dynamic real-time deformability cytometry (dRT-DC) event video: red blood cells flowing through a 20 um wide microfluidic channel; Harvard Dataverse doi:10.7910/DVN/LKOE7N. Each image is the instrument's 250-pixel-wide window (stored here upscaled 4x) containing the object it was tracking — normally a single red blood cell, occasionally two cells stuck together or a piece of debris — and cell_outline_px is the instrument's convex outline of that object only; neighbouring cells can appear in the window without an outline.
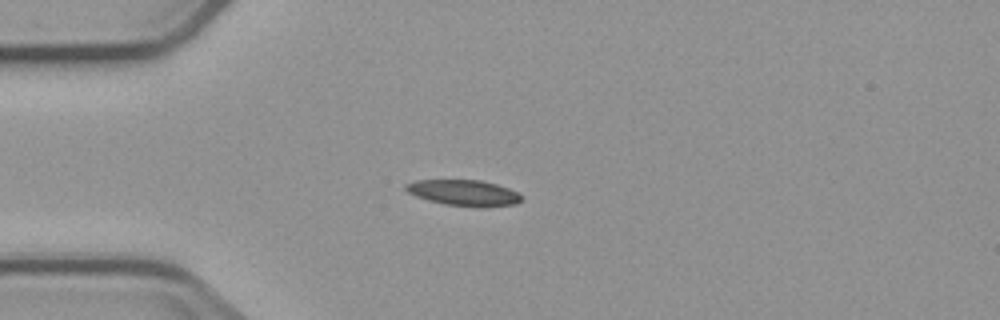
{"species": "common noctule bat (a hibernating species)", "species_latin": "Nyctalus noctula", "temperature_condition": "cold", "stored_images_in_passage": 5, "camera_frame_rate_fps": 3000, "um_per_image_px": 0.085, "animal": {"sex": "male", "body_mass_g": 23.1, "forearm_length_mm": 52.7}, "frame": {"image": 1, "passage_image": 3, "time_ms": 3.333, "image_size_px": [1000, 320], "cell_outline_px": [[524, 196], [516, 204], [444, 204], [428, 200], [416, 196], [408, 192], [404, 188], [404, 184], [416, 180], [480, 180], [496, 184], [508, 188]], "centroid_in_image_um": [39.34, 16.33], "position_along_channel_um": 45.7, "area_um2": 16.53}}
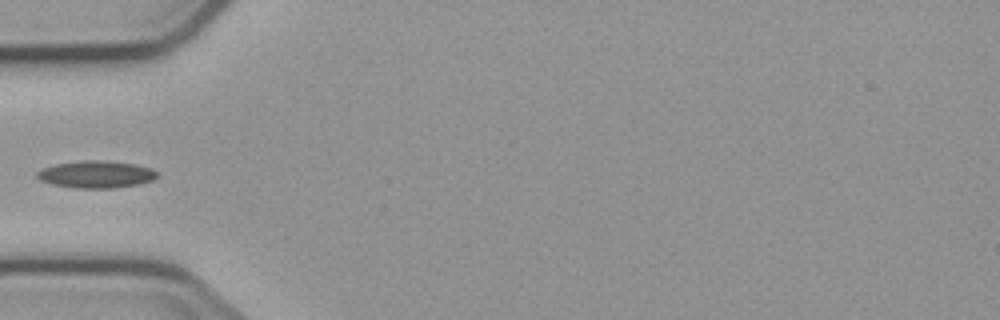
{"frame": {"image": 2, "passage_image": 4, "time_ms": 4.667, "image_size_px": [1000, 320], "cell_outline_px": [[156, 176], [152, 180], [140, 184], [112, 188], [72, 188], [52, 184], [40, 180], [36, 176], [36, 172], [40, 168], [56, 164], [84, 160], [104, 160], [132, 164], [152, 168], [156, 172]], "centroid_in_image_um": [8.12, 14.82], "position_along_channel_um": 76.9, "area_um2": 19.02}}
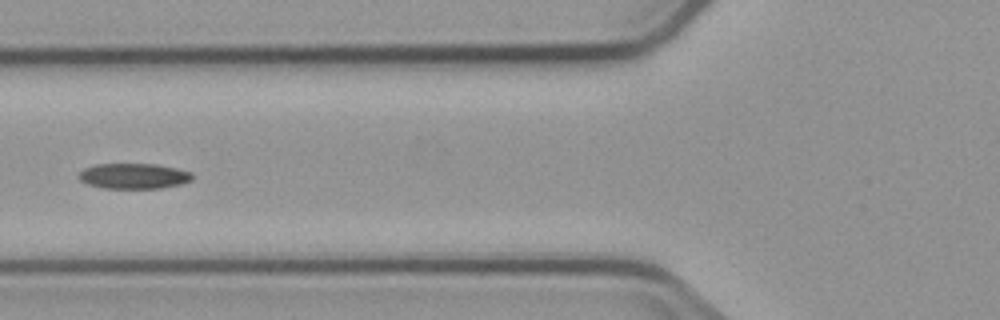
{"frame": {"image": 3, "passage_image": 5, "time_ms": 5.667, "image_size_px": [1000, 320], "cell_outline_px": [[192, 180], [180, 184], [160, 188], [104, 188], [88, 184], [80, 180], [76, 176], [84, 168], [96, 164], [156, 164], [176, 168], [192, 172]], "centroid_in_image_um": [11.35, 14.96], "position_along_channel_um": 114.4, "area_um2": 16.82}}